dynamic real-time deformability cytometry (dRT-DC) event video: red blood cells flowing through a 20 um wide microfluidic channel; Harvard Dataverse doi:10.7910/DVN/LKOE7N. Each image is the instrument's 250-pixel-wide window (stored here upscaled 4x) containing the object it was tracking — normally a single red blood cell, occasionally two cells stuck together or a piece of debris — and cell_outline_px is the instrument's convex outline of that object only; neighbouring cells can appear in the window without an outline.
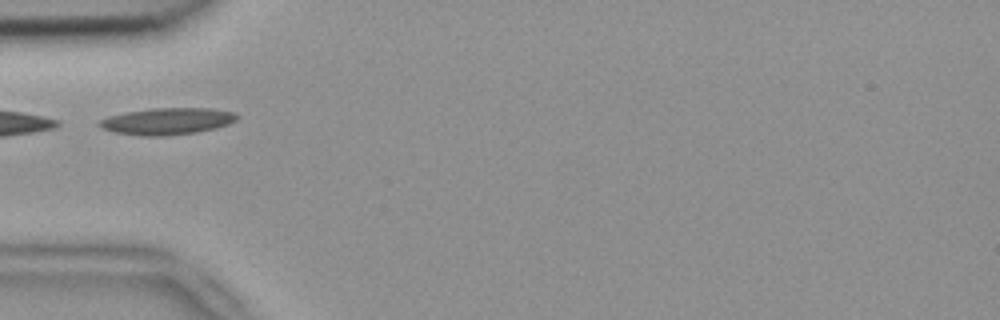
{"species": "common noctule bat (a hibernating species)", "species_latin": "Nyctalus noctula", "temperature_condition": "room temperature", "stored_images_in_passage": 7, "camera_frame_rate_fps": 3000, "um_per_image_px": 0.085, "animal": {"sex": "female", "body_mass_g": 18.4}, "frame": {"image": 1, "passage_image": 4, "time_ms": 1.0, "image_size_px": [1000, 320], "cell_outline_px": [[240, 116], [236, 120], [228, 124], [216, 128], [196, 132], [164, 136], [140, 136], [112, 132], [100, 128], [96, 124], [100, 120], [108, 116], [124, 112], [152, 108], [212, 108], [236, 112]], "centroid_in_image_um": [14.19, 10.3], "position_along_channel_um": 70.8, "area_um2": 21.79}}
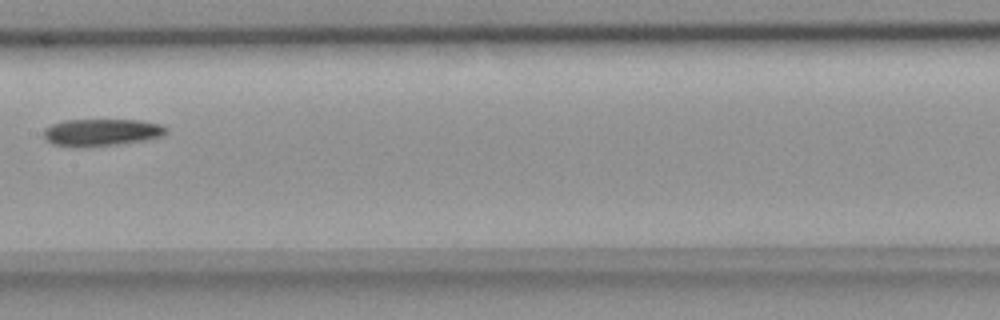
{"frame": {"image": 2, "passage_image": 7, "time_ms": 2.0, "image_size_px": [1000, 320], "cell_outline_px": [[168, 132], [164, 136], [148, 140], [116, 144], [52, 144], [44, 140], [44, 128], [52, 124], [64, 120], [140, 120], [164, 124], [168, 128]], "centroid_in_image_um": [8.74, 11.2], "position_along_channel_um": 198.7, "area_um2": 18.9}}